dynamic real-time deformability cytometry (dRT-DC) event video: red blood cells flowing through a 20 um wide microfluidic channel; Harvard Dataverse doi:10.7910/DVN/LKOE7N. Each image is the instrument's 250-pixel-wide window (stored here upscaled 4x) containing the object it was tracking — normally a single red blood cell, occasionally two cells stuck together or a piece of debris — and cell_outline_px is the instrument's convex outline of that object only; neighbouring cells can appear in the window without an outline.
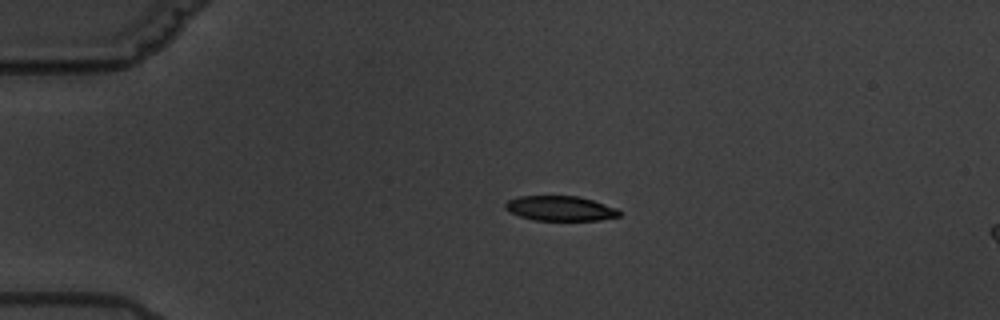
{"species": "common noctule bat (a hibernating species)", "species_latin": "Nyctalus noctula", "temperature_condition": "warm", "stored_images_in_passage": 5, "camera_frame_rate_fps": 3000, "um_per_image_px": 0.085, "animal": {"sex": "male", "body_mass_g": 19.5, "forearm_length_mm": 54.6}, "frame": {"image": 1, "passage_image": 3, "time_ms": 2.333, "image_size_px": [1000, 320], "cell_outline_px": [[620, 216], [600, 220], [532, 220], [520, 216], [504, 208], [504, 204], [508, 200], [516, 196], [576, 196], [592, 200], [616, 208], [620, 212]], "centroid_in_image_um": [47.59, 17.71], "position_along_channel_um": 37.4, "area_um2": 16.42}}